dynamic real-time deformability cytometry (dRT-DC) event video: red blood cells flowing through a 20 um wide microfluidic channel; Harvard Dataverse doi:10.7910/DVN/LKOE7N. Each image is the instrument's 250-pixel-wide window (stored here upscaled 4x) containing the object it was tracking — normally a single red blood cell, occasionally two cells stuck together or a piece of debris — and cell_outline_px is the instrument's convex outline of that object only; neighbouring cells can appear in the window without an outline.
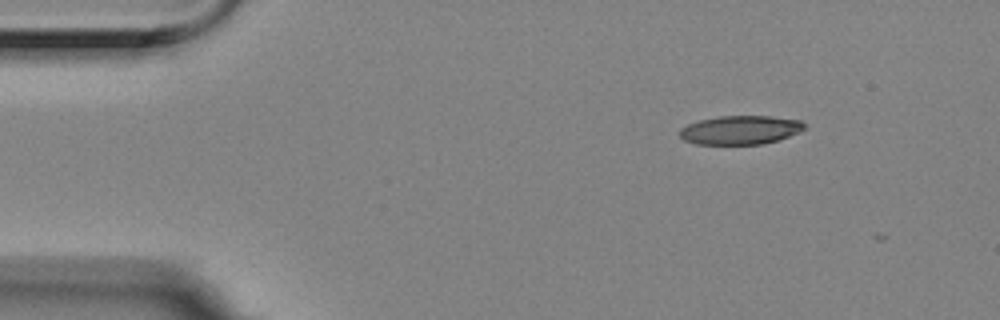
{"species": "Egyptian fruit bat (a non-hibernating species)", "species_latin": "Rousettus aegyptiacus", "temperature_condition": "room temperature", "stored_images_in_passage": 3, "camera_frame_rate_fps": 3000, "um_per_image_px": 0.085, "animal": {"sex": "female"}, "frame": {"image": 1, "passage_image": 2, "time_ms": 0.333, "image_size_px": [1000, 320], "cell_outline_px": [[804, 128], [800, 132], [776, 140], [760, 144], [696, 144], [684, 140], [680, 136], [680, 128], [688, 124], [700, 120], [720, 116], [772, 116], [800, 120], [804, 124]], "centroid_in_image_um": [62.91, 11.04], "position_along_channel_um": 22.1, "area_um2": 20.75}}